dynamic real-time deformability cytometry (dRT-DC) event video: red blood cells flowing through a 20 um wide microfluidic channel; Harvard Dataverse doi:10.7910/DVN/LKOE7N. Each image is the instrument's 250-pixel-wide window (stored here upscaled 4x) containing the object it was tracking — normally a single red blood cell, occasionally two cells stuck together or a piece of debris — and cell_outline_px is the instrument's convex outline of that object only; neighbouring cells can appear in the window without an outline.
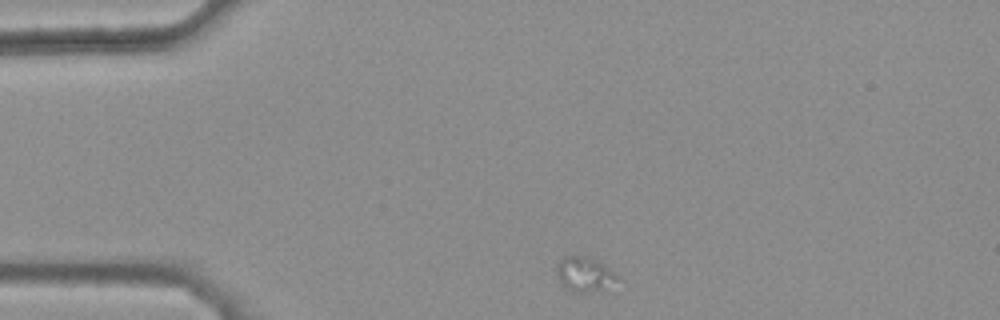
{"species": "common noctule bat (a hibernating species)", "species_latin": "Nyctalus noctula", "temperature_condition": "warm", "stored_images_in_passage": 24, "camera_frame_rate_fps": 3000, "um_per_image_px": 0.085, "animal": {"sex": "female", "body_mass_g": 25.1}, "frame": {"image": 1, "passage_image": 1, "time_ms": 0.0, "image_size_px": [1000, 320], "cell_outline_px": [[624, 280], [604, 288], [584, 292], [576, 292], [568, 288], [560, 280], [556, 272], [556, 268], [560, 260], [564, 256], [588, 256], [600, 260], [620, 276]], "centroid_in_image_um": [49.78, 23.27], "position_along_channel_um": 35.2, "area_um2": 12.37}}